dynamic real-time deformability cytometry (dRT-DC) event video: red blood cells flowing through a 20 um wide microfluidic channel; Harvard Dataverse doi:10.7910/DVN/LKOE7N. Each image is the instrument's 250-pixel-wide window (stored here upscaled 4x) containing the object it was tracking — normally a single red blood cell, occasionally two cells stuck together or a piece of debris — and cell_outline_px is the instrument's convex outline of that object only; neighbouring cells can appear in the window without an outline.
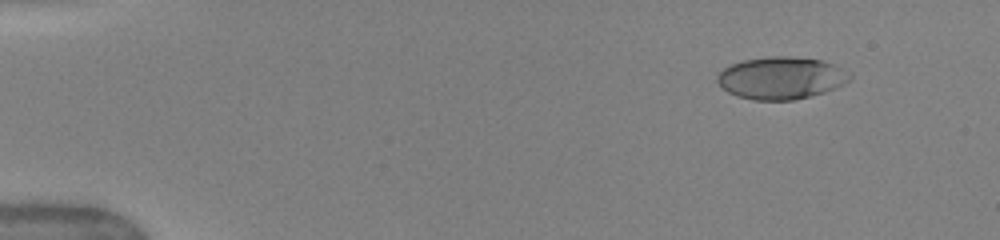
{"species": "human", "species_latin": "Homo sapiens", "temperature_condition": "warm", "stored_images_in_passage": 34, "camera_frame_rate_fps": 3000, "um_per_image_px": 0.085, "donor": {"sex": "female"}, "frame": {"image": 1, "passage_image": 4, "time_ms": 1.667, "image_size_px": [1000, 240], "cell_outline_px": [[852, 76], [844, 84], [836, 88], [824, 92], [796, 100], [752, 100], [736, 96], [728, 92], [716, 80], [716, 76], [724, 68], [732, 64], [744, 60], [768, 56], [788, 56], [820, 60], [832, 64], [840, 68]], "centroid_in_image_um": [66.37, 6.64], "position_along_channel_um": 18.6, "area_um2": 32.48}}
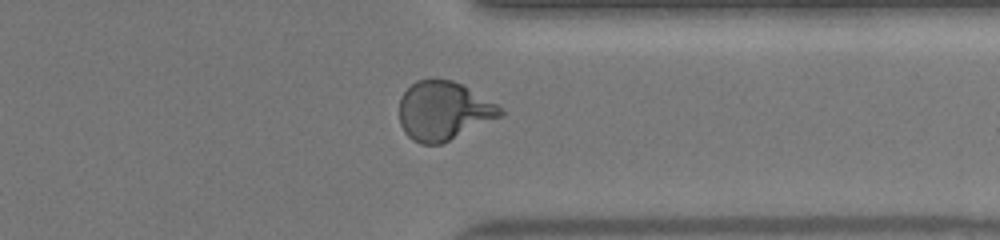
{"frame": {"image": 2, "passage_image": 28, "time_ms": 13.333, "image_size_px": [1000, 240], "cell_outline_px": [[504, 116], [440, 144], [420, 144], [412, 140], [404, 132], [400, 124], [400, 96], [416, 80], [452, 80], [460, 84], [496, 104], [504, 112]], "centroid_in_image_um": [37.69, 9.45], "position_along_channel_um": 373.7, "area_um2": 34.28}}
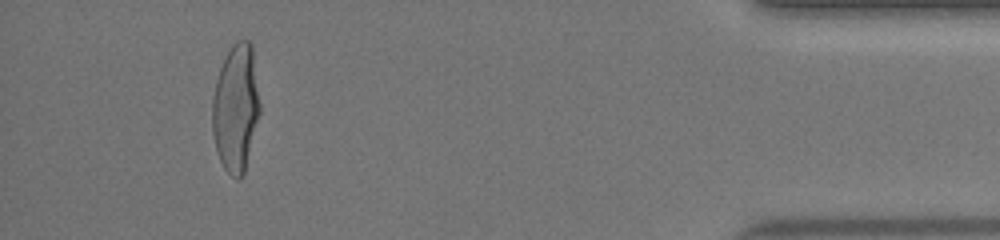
{"frame": {"image": 3, "passage_image": 32, "time_ms": 15.667, "image_size_px": [1000, 240], "cell_outline_px": [[260, 112], [244, 176], [240, 180], [236, 180], [224, 168], [220, 160], [216, 148], [212, 132], [212, 100], [216, 80], [220, 68], [228, 48], [236, 40], [248, 40], [252, 44], [260, 104]], "centroid_in_image_um": [20.05, 9.18], "position_along_channel_um": 415.2, "area_um2": 35.72}, "authors_computed_cell_mechanics": {"area_um2": 33.7552, "velocity_mm_per_s": 4.0436, "shape_relaxation_time_tau1_ms": 4.2679, "shape_relaxation_time_tau2_ms": null, "deformation_change_tau1": 0.2212, "deformation_change_tau2": null}}